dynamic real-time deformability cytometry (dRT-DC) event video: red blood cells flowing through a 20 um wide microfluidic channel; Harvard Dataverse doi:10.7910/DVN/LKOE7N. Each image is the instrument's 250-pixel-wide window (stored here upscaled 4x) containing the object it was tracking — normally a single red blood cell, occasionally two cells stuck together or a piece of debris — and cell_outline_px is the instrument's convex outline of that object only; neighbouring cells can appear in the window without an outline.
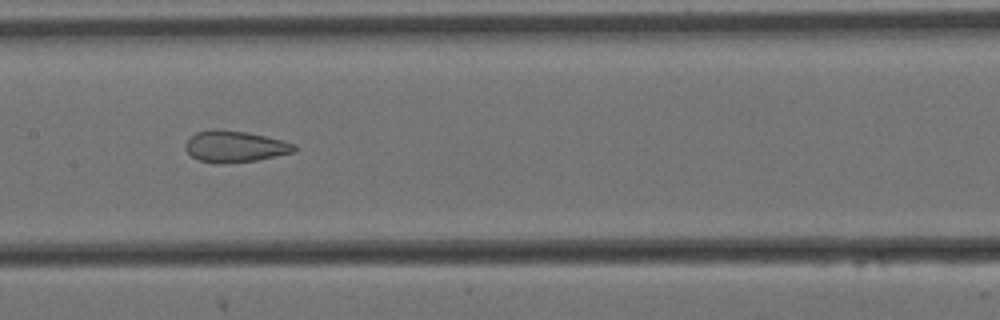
{"species": "Egyptian fruit bat (a non-hibernating species)", "species_latin": "Rousettus aegyptiacus", "temperature_condition": "cold", "stored_images_in_passage": 10, "camera_frame_rate_fps": 3000, "um_per_image_px": 0.085, "animal": {"sex": "female"}, "frame": {"image": 1, "passage_image": 7, "time_ms": 2.0, "image_size_px": [1000, 320], "cell_outline_px": [[296, 152], [256, 160], [220, 164], [216, 164], [200, 160], [192, 156], [184, 148], [184, 144], [196, 132], [212, 128], [216, 128], [248, 132], [296, 144]], "centroid_in_image_um": [19.95, 12.44], "position_along_channel_um": 187.5, "area_um2": 20.0}}
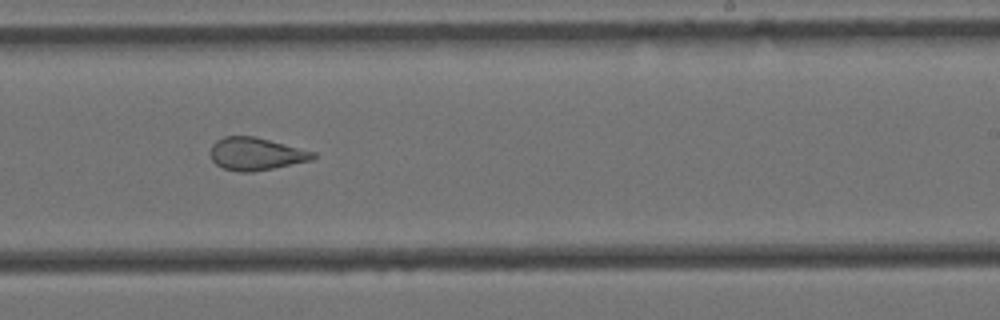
{"frame": {"image": 2, "passage_image": 9, "time_ms": 2.667, "image_size_px": [1000, 320], "cell_outline_px": [[316, 156], [312, 160], [252, 172], [236, 172], [224, 168], [216, 164], [212, 160], [208, 152], [212, 144], [216, 140], [224, 136], [252, 136], [316, 152]], "centroid_in_image_um": [21.7, 13.08], "position_along_channel_um": 267.3, "area_um2": 19.48}}
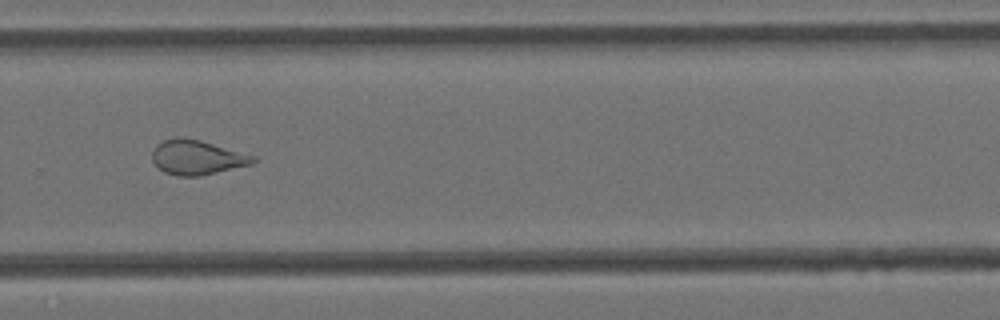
{"frame": {"image": 3, "passage_image": 10, "time_ms": 3.0, "image_size_px": [1000, 320], "cell_outline_px": [[256, 160], [252, 164], [196, 176], [176, 176], [164, 172], [152, 160], [152, 152], [156, 144], [164, 140], [200, 140], [256, 156]], "centroid_in_image_um": [16.75, 13.4], "position_along_channel_um": 313.0, "area_um2": 19.59}}